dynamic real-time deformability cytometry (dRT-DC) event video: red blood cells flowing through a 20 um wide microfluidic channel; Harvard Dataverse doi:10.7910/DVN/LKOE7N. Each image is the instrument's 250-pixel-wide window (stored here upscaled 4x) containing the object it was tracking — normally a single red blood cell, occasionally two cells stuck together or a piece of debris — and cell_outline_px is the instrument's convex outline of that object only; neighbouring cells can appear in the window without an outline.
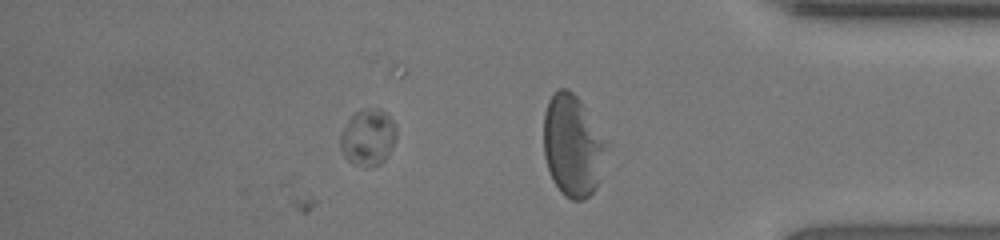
{"species": "human", "species_latin": "Homo sapiens", "temperature_condition": "room temperature", "stored_images_in_passage": 40, "segment_of_instrument_passage": [2, 2], "camera_frame_rate_fps": 3000, "um_per_image_px": 0.085, "donor": {"sex": "female"}, "frame": {"image": 1, "passage_image": 33, "time_ms": 10.667, "image_size_px": [1000, 240], "cell_outline_px": [[396, 140], [384, 160], [380, 164], [372, 168], [368, 168], [352, 164], [344, 156], [340, 148], [340, 132], [348, 120], [356, 112], [380, 108], [396, 124]], "centroid_in_image_um": [31.27, 11.72], "position_along_channel_um": 403.9, "area_um2": 18.5}}